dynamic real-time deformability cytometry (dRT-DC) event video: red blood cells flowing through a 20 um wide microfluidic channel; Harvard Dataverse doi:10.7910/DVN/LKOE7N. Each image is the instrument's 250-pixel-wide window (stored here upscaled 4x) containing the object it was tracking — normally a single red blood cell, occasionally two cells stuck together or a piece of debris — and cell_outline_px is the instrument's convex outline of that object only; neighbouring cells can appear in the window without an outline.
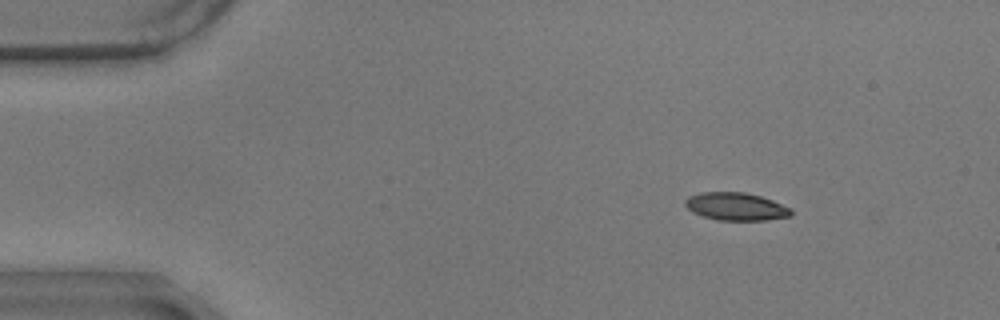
{"species": "common noctule bat (a hibernating species)", "species_latin": "Nyctalus noctula", "temperature_condition": "warm", "stored_images_in_passage": 51, "camera_frame_rate_fps": 3000, "um_per_image_px": 0.085, "animal": {"sex": "male", "body_mass_g": 17.9}, "frame": {"image": 1, "passage_image": 2, "time_ms": 0.333, "image_size_px": [1000, 320], "cell_outline_px": [[792, 216], [768, 220], [720, 220], [704, 216], [692, 212], [684, 204], [684, 200], [688, 196], [700, 192], [744, 192], [760, 196], [772, 200], [792, 208]], "centroid_in_image_um": [62.57, 17.55], "position_along_channel_um": 22.4, "area_um2": 17.22}}
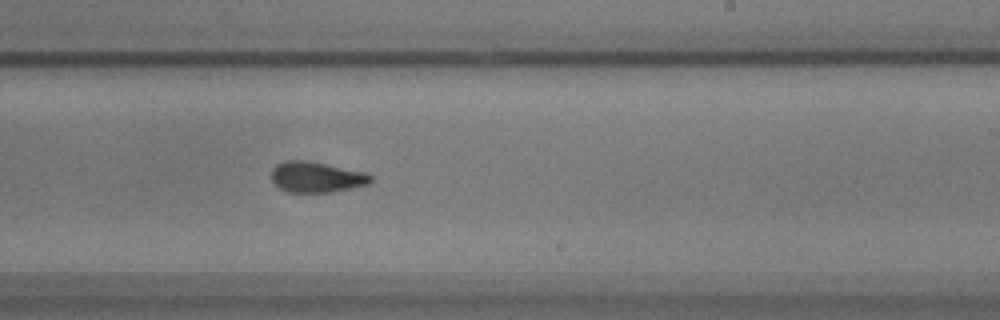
{"frame": {"image": 2, "passage_image": 29, "time_ms": 9.333, "image_size_px": [1000, 320], "cell_outline_px": [[372, 180], [368, 184], [332, 192], [288, 192], [280, 188], [272, 180], [272, 168], [276, 164], [284, 160], [308, 160], [364, 172], [372, 176]], "centroid_in_image_um": [26.87, 15.04], "position_along_channel_um": 262.1, "area_um2": 17.69}}
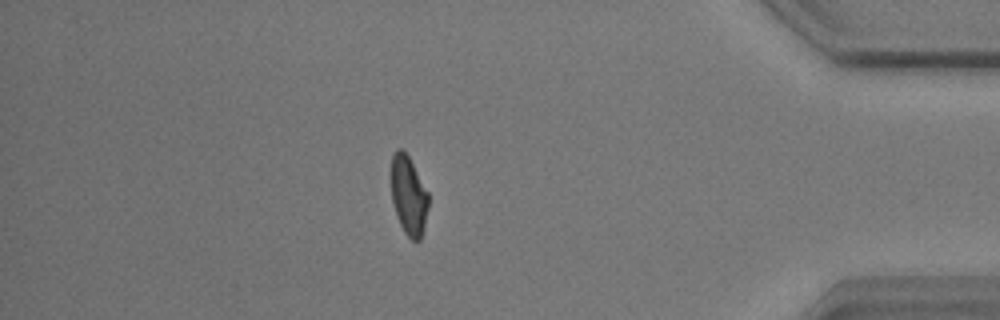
{"frame": {"image": 3, "passage_image": 44, "time_ms": 14.333, "image_size_px": [1000, 320], "cell_outline_px": [[428, 208], [424, 228], [420, 240], [412, 240], [404, 232], [400, 224], [392, 200], [388, 176], [392, 156], [396, 148], [400, 148], [408, 156], [428, 192]], "centroid_in_image_um": [34.69, 16.57], "position_along_channel_um": 400.5, "area_um2": 17.46}, "authors_computed_cell_mechanics": {"area_um2": 17.9758, "velocity_mm_per_s": 3.5222, "shape_relaxation_time_tau1_ms": 8.1312, "shape_relaxation_time_tau2_ms": 2.1899, "deformation_change_tau1": 0.199, "deformation_change_tau2": 0.0952}}